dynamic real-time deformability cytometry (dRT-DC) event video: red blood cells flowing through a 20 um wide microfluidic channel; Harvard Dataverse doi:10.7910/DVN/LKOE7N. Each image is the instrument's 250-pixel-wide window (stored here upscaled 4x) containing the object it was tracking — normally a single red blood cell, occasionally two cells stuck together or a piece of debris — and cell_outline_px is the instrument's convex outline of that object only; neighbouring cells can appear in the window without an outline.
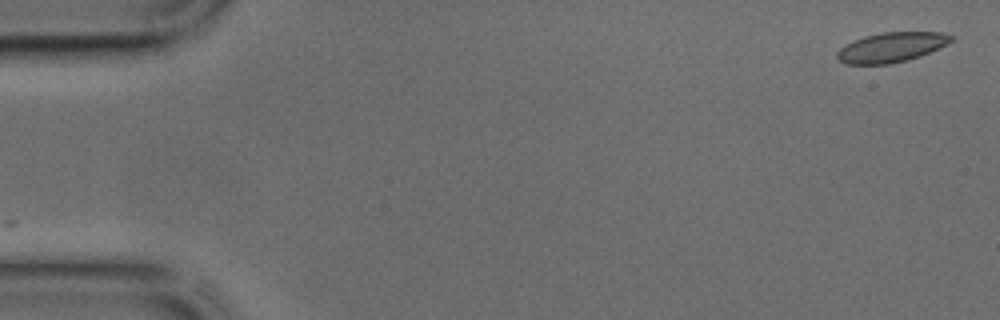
{"species": "common noctule bat (a hibernating species)", "species_latin": "Nyctalus noctula", "temperature_condition": "cold", "stored_images_in_passage": 43, "camera_frame_rate_fps": 3000, "um_per_image_px": 0.085, "animal": {"sex": "male", "body_mass_g": 17.9, "forearm_length_mm": 54.2}, "frame": {"image": 1, "passage_image": 1, "time_ms": 0.0, "image_size_px": [1000, 320], "cell_outline_px": [[956, 40], [948, 44], [920, 56], [888, 64], [844, 64], [836, 56], [836, 52], [840, 48], [852, 40], [864, 36], [880, 32], [940, 32], [956, 36]], "centroid_in_image_um": [75.79, 4.0], "position_along_channel_um": 9.2, "area_um2": 19.94}}
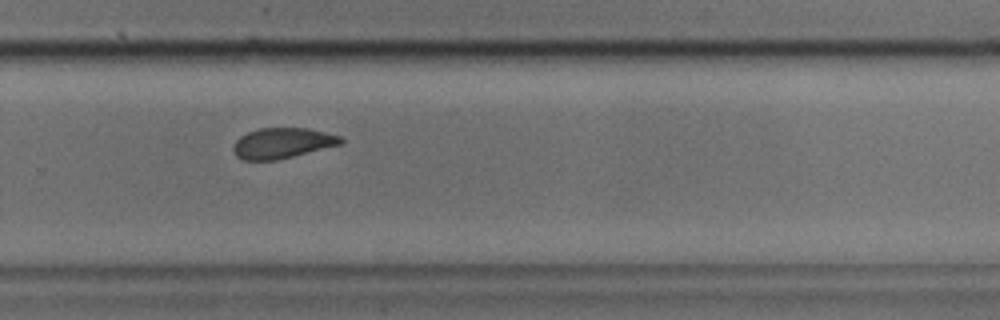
{"frame": {"image": 2, "passage_image": 29, "time_ms": 9.333, "image_size_px": [1000, 320], "cell_outline_px": [[344, 140], [340, 144], [276, 160], [244, 160], [236, 156], [232, 148], [236, 140], [240, 136], [248, 132], [260, 128], [308, 128], [340, 136]], "centroid_in_image_um": [23.96, 12.16], "position_along_channel_um": 305.8, "area_um2": 18.84}}
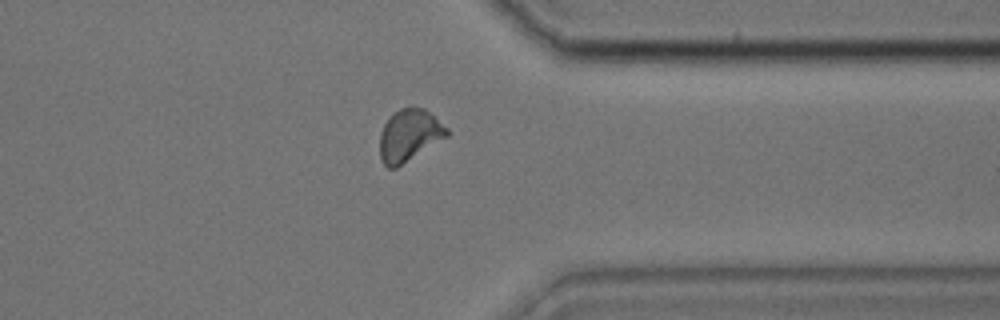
{"frame": {"image": 3, "passage_image": 34, "time_ms": 11.0, "image_size_px": [1000, 320], "cell_outline_px": [[448, 136], [396, 168], [388, 168], [380, 160], [380, 132], [384, 124], [400, 108], [408, 104], [424, 108], [448, 128]], "centroid_in_image_um": [34.78, 11.48], "position_along_channel_um": 376.6, "area_um2": 20.35}}